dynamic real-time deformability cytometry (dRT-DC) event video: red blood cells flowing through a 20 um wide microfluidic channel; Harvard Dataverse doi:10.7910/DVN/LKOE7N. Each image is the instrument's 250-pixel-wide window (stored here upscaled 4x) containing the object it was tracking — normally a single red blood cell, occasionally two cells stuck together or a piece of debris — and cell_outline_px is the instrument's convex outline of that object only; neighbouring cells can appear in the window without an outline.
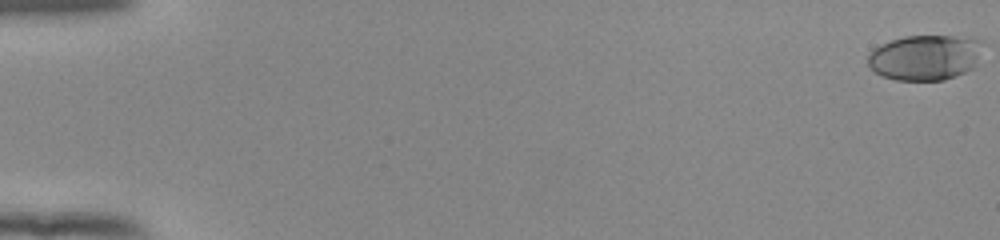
{"species": "human", "species_latin": "Homo sapiens", "temperature_condition": "room temperature", "stored_images_in_passage": 55, "camera_frame_rate_fps": 3000, "um_per_image_px": 0.085, "donor": {"sex": "female"}, "frame": {"image": 1, "passage_image": 1, "time_ms": 0.0, "image_size_px": [1000, 240], "cell_outline_px": [[984, 40], [972, 68], [956, 76], [944, 80], [896, 80], [884, 76], [876, 72], [868, 64], [868, 56], [872, 48], [880, 44], [904, 36], [972, 36]], "centroid_in_image_um": [78.63, 4.86], "position_along_channel_um": 6.4, "area_um2": 30.4}}
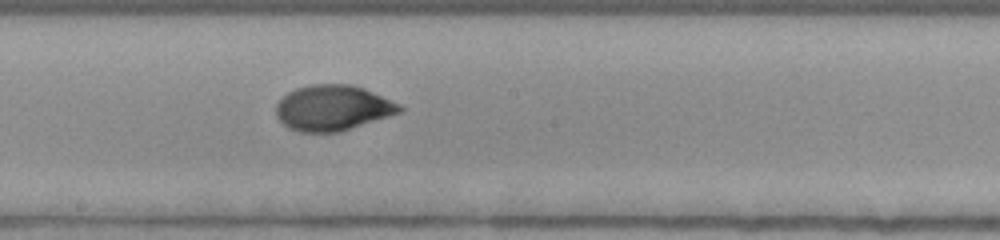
{"frame": {"image": 2, "passage_image": 32, "time_ms": 10.333, "image_size_px": [1000, 240], "cell_outline_px": [[404, 108], [400, 112], [340, 132], [300, 132], [288, 128], [276, 116], [276, 104], [288, 92], [296, 88], [312, 84], [352, 84], [364, 88], [400, 104]], "centroid_in_image_um": [28.27, 9.17], "position_along_channel_um": 219.9, "area_um2": 32.66}}
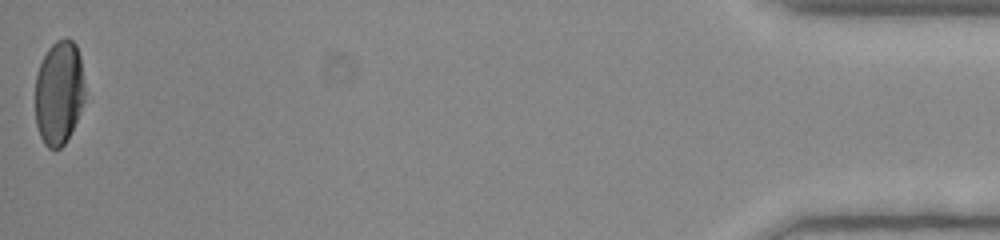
{"frame": {"image": 3, "passage_image": 55, "time_ms": 18.0, "image_size_px": [1000, 240], "cell_outline_px": [[84, 100], [80, 112], [64, 144], [60, 148], [48, 148], [44, 144], [40, 136], [36, 124], [36, 76], [40, 64], [48, 48], [56, 40], [64, 36], [68, 36], [76, 44], [80, 56], [84, 84]], "centroid_in_image_um": [5.01, 7.83], "position_along_channel_um": 430.2, "area_um2": 30.11}, "authors_computed_cell_mechanics": {"area_um2": 31.501, "velocity_mm_per_s": 3.8879, "shape_relaxation_time_tau1_ms": 4.3239, "shape_relaxation_time_tau2_ms": 0.7458, "deformation_change_tau1": 0.1791, "deformation_change_tau2": 0.0402}}